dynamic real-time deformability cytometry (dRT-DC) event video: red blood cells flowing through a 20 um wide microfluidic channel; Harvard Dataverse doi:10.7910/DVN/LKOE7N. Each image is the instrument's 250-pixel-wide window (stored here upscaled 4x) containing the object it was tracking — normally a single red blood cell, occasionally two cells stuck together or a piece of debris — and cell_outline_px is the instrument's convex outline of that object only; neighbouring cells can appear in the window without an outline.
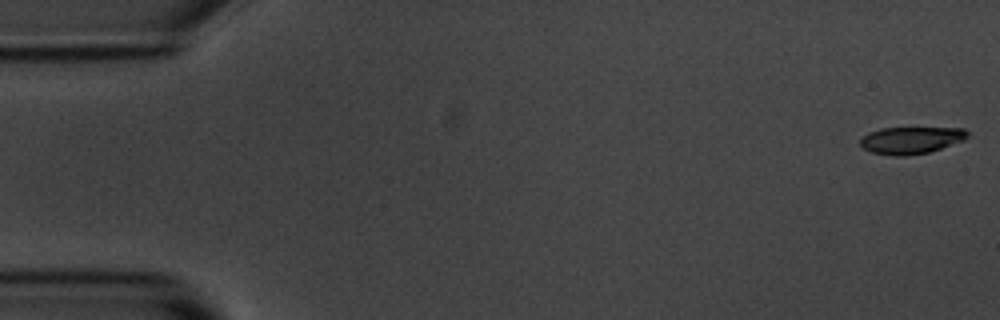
{"species": "common noctule bat (a hibernating species)", "species_latin": "Nyctalus noctula", "temperature_condition": "room temperature", "stored_images_in_passage": 54, "camera_frame_rate_fps": 3000, "um_per_image_px": 0.085, "animal": {"sex": "male", "body_mass_g": 20.1, "forearm_length_mm": 53.5}, "frame": {"image": 1, "passage_image": 1, "time_ms": 0.0, "image_size_px": [1000, 320], "cell_outline_px": [[968, 136], [964, 140], [928, 152], [904, 156], [892, 156], [872, 152], [864, 148], [860, 144], [860, 140], [868, 132], [880, 128], [964, 128], [968, 132]], "centroid_in_image_um": [77.42, 11.91], "position_along_channel_um": 7.6, "area_um2": 16.76}}
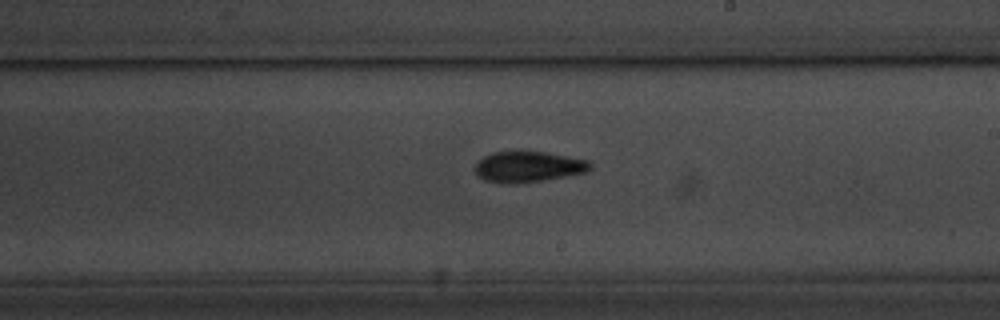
{"frame": {"image": 2, "passage_image": 31, "time_ms": 10.0, "image_size_px": [1000, 320], "cell_outline_px": [[592, 168], [588, 172], [516, 184], [504, 184], [484, 180], [476, 176], [476, 164], [484, 156], [492, 152], [544, 152], [588, 160], [592, 164]], "centroid_in_image_um": [44.89, 14.19], "position_along_channel_um": 244.1, "area_um2": 20.52}}
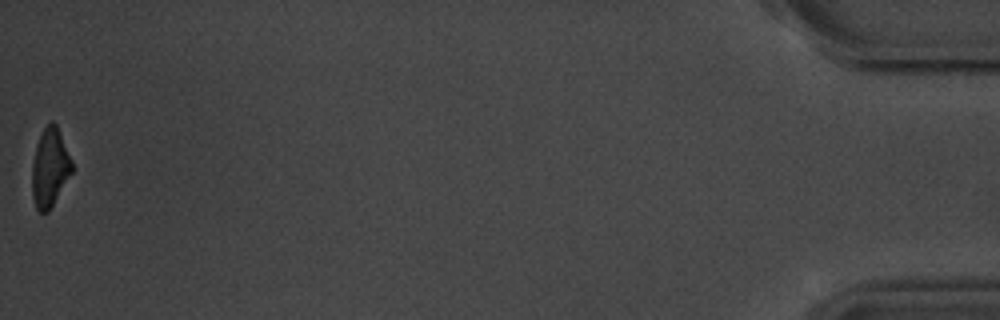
{"frame": {"image": 3, "passage_image": 54, "time_ms": 17.667, "image_size_px": [1000, 320], "cell_outline_px": [[72, 172], [48, 212], [40, 212], [36, 208], [32, 196], [32, 164], [36, 148], [40, 136], [44, 128], [52, 120], [56, 124], [72, 160]], "centroid_in_image_um": [4.24, 14.26], "position_along_channel_um": 431.0, "area_um2": 17.92}, "authors_computed_cell_mechanics": {"area_um2": 19.5075, "velocity_mm_per_s": 3.7177, "shape_relaxation_time_tau1_ms": 2.1113, "shape_relaxation_time_tau2_ms": 4.5593, "deformation_change_tau1": 0.1264, "deformation_change_tau2": 0.1153}}